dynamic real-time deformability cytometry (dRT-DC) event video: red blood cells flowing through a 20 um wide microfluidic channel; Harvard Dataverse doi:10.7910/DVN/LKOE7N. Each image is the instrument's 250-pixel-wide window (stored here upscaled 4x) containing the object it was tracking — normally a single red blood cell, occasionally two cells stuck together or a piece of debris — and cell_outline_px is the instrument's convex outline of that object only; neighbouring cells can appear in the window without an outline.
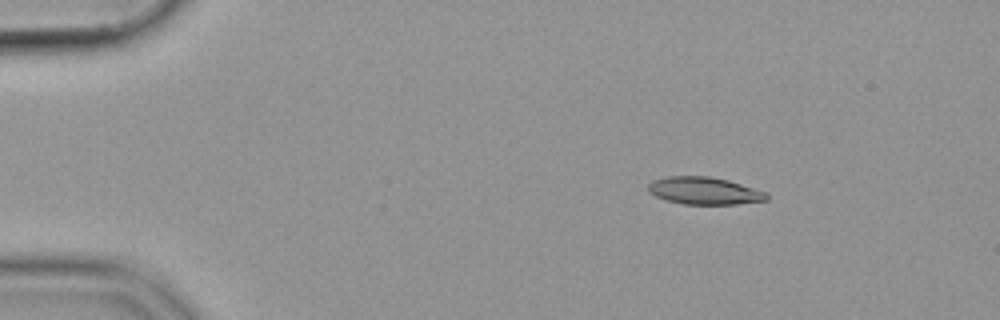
{"species": "common noctule bat (a hibernating species)", "species_latin": "Nyctalus noctula", "temperature_condition": "cold", "stored_images_in_passage": 47, "camera_frame_rate_fps": 3000, "um_per_image_px": 0.085, "animal": {"sex": "female", "body_mass_g": 19.9}, "frame": {"image": 1, "passage_image": 1, "time_ms": 0.0, "image_size_px": [1000, 320], "cell_outline_px": [[768, 200], [736, 204], [684, 204], [668, 200], [656, 196], [648, 192], [648, 184], [652, 180], [668, 176], [708, 176], [728, 180], [768, 192]], "centroid_in_image_um": [59.88, 16.21], "position_along_channel_um": 25.1, "area_um2": 18.9}}
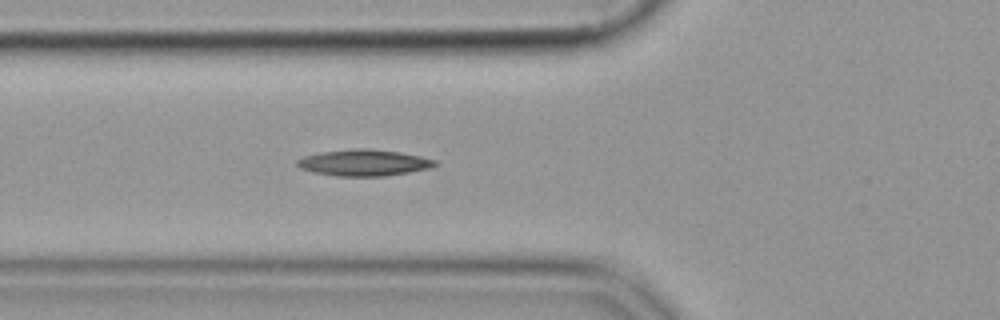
{"frame": {"image": 2, "passage_image": 13, "time_ms": 4.0, "image_size_px": [1000, 320], "cell_outline_px": [[436, 164], [428, 168], [408, 172], [384, 176], [336, 176], [312, 172], [300, 168], [296, 164], [296, 160], [304, 156], [320, 152], [352, 148], [372, 148], [400, 152], [420, 156], [436, 160]], "centroid_in_image_um": [30.88, 13.82], "position_along_channel_um": 94.9, "area_um2": 21.21}}
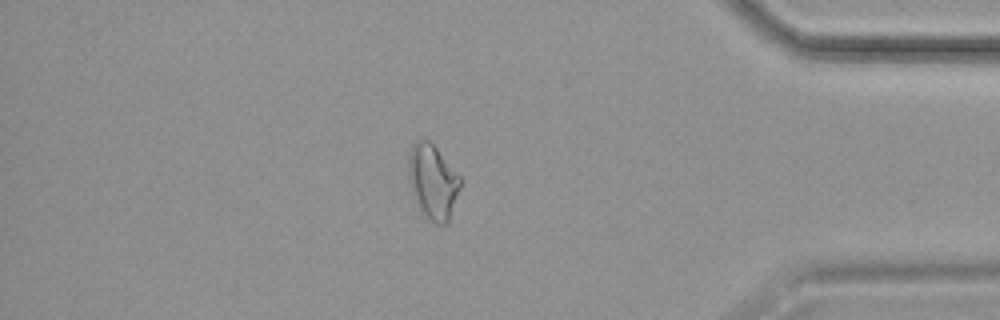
{"frame": {"image": 3, "passage_image": 40, "time_ms": 13.0, "image_size_px": [1000, 320], "cell_outline_px": [[464, 180], [448, 224], [436, 224], [428, 220], [412, 196], [408, 180], [408, 156], [412, 144], [416, 140], [428, 140], [436, 148]], "centroid_in_image_um": [36.8, 15.47], "position_along_channel_um": 398.4, "area_um2": 23.0}}